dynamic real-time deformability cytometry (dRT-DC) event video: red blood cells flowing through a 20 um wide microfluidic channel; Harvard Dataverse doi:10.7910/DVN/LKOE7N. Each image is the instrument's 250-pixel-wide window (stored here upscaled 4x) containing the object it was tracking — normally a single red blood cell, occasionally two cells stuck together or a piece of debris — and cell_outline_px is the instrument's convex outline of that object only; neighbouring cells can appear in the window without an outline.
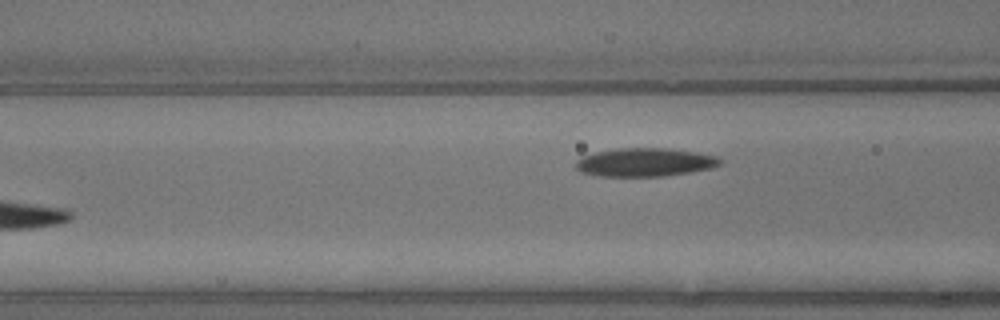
{"species": "common noctule bat (a hibernating species)", "species_latin": "Nyctalus noctula", "temperature_condition": "warm", "stored_images_in_passage": 6, "segment_of_instrument_passage": [2, 2], "camera_frame_rate_fps": 3000, "um_per_image_px": 0.085, "animal": {"sex": "male", "body_mass_g": 13.3}, "frame": {"image": 1, "passage_image": 6, "time_ms": 1.667, "image_size_px": [1000, 320], "cell_outline_px": [[724, 164], [712, 168], [664, 176], [600, 176], [580, 172], [576, 168], [576, 160], [584, 156], [596, 152], [616, 148], [668, 148], [696, 152], [716, 156], [724, 160]], "centroid_in_image_um": [54.86, 13.79], "position_along_channel_um": 111.7, "area_um2": 23.99}}